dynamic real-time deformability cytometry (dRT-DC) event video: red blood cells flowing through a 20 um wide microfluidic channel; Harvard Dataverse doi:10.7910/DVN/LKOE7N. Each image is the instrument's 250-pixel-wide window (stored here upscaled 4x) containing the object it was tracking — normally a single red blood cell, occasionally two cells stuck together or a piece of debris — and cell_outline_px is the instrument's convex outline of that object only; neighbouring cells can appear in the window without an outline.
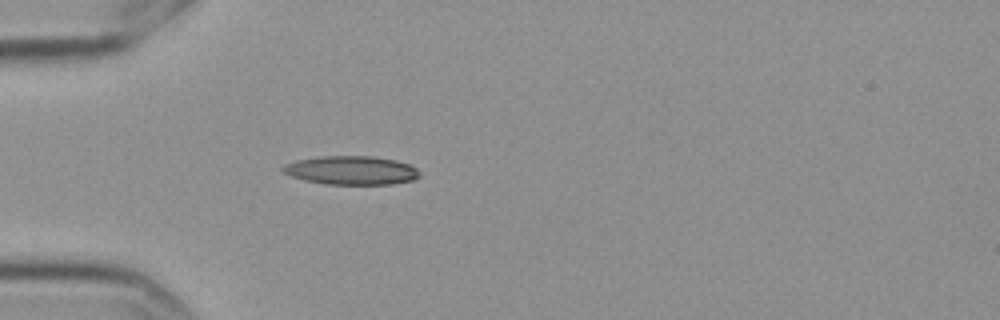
{"species": "Egyptian fruit bat (a non-hibernating species)", "species_latin": "Rousettus aegyptiacus", "temperature_condition": "cold", "stored_images_in_passage": 5, "camera_frame_rate_fps": 3000, "um_per_image_px": 0.085, "frame": {"image": 1, "passage_image": 5, "time_ms": 1.333, "image_size_px": [1000, 320], "cell_outline_px": [[420, 176], [412, 180], [392, 184], [324, 184], [304, 180], [292, 176], [284, 172], [280, 168], [284, 164], [296, 160], [320, 156], [372, 156], [396, 160], [408, 164], [416, 168], [420, 172]], "centroid_in_image_um": [29.85, 14.47], "position_along_channel_um": 55.2, "area_um2": 22.89}}